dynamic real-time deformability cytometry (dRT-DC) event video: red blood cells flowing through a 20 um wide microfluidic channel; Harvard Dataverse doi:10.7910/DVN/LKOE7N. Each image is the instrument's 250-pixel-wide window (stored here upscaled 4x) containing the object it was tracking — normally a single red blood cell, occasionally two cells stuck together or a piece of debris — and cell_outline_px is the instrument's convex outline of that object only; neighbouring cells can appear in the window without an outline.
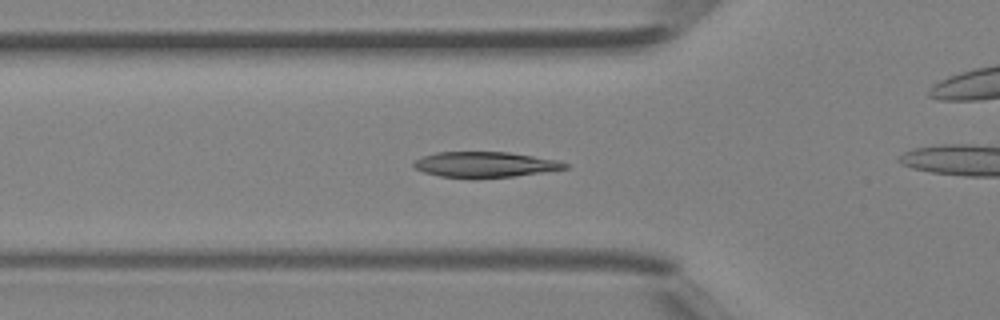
{"species": "Egyptian fruit bat (a non-hibernating species)", "species_latin": "Rousettus aegyptiacus", "temperature_condition": "room temperature", "stored_images_in_passage": 42, "camera_frame_rate_fps": 3000, "um_per_image_px": 0.085, "animal": {"sex": "female"}, "frame": {"image": 1, "passage_image": 14, "time_ms": 4.333, "image_size_px": [1000, 320], "cell_outline_px": [[568, 168], [512, 176], [440, 176], [424, 172], [416, 168], [412, 164], [420, 156], [436, 152], [508, 152], [560, 160], [568, 164]], "centroid_in_image_um": [41.23, 13.95], "position_along_channel_um": 84.6, "area_um2": 21.79}}
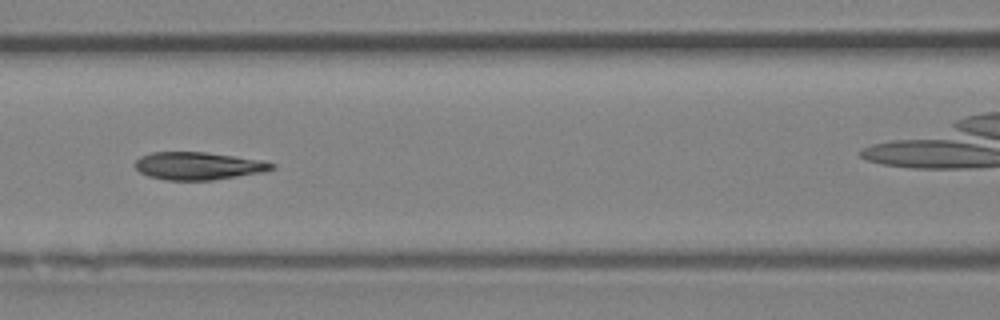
{"frame": {"image": 2, "passage_image": 18, "time_ms": 5.667, "image_size_px": [1000, 320], "cell_outline_px": [[276, 168], [264, 172], [212, 180], [164, 180], [148, 176], [140, 172], [132, 164], [140, 156], [152, 152], [204, 152], [260, 160], [276, 164]], "centroid_in_image_um": [16.82, 14.1], "position_along_channel_um": 149.8, "area_um2": 22.08}}
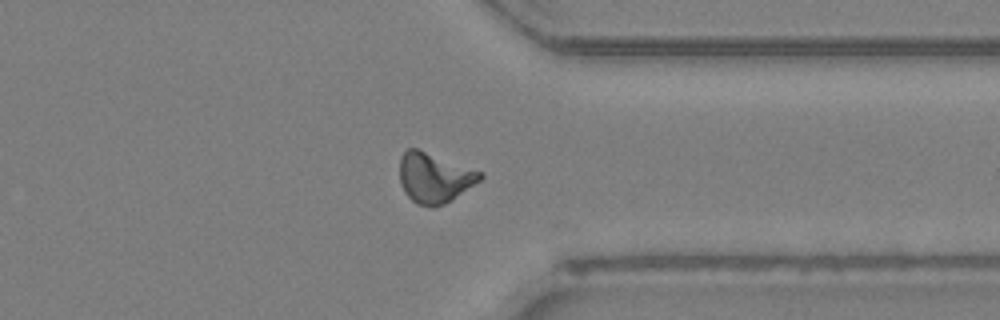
{"frame": {"image": 3, "passage_image": 32, "time_ms": 10.333, "image_size_px": [1000, 320], "cell_outline_px": [[484, 176], [480, 180], [452, 200], [444, 204], [432, 208], [416, 204], [404, 192], [400, 184], [400, 156], [408, 148], [416, 148], [484, 172]], "centroid_in_image_um": [36.92, 15.12], "position_along_channel_um": 374.5, "area_um2": 23.58}}